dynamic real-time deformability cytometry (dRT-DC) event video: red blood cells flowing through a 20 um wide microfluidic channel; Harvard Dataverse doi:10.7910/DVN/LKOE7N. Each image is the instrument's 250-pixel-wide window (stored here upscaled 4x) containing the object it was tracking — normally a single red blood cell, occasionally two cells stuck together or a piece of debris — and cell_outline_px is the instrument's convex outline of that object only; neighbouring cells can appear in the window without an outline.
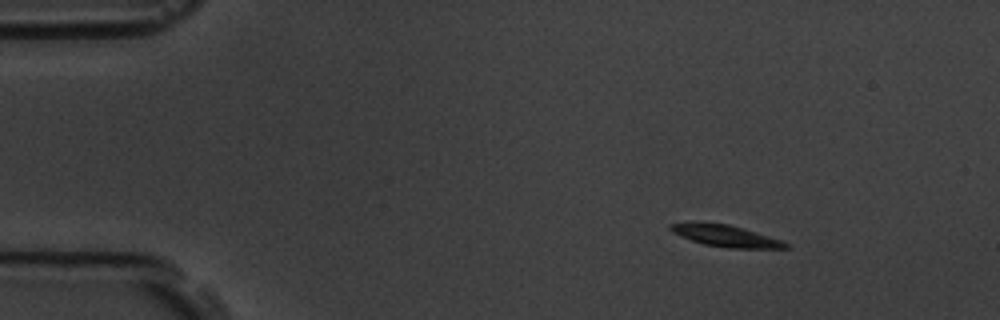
{"species": "common noctule bat (a hibernating species)", "species_latin": "Nyctalus noctula", "temperature_condition": "room temperature", "stored_images_in_passage": 8, "camera_frame_rate_fps": 3000, "um_per_image_px": 0.085, "animal": {"sex": "male", "body_mass_g": 19.5, "forearm_length_mm": 54.6}, "frame": {"image": 1, "passage_image": 2, "time_ms": 1.0, "image_size_px": [1000, 320], "cell_outline_px": [[792, 248], [728, 248], [704, 244], [680, 236], [672, 232], [668, 228], [668, 224], [728, 224], [784, 240]], "centroid_in_image_um": [61.78, 20.08], "position_along_channel_um": 23.2, "area_um2": 14.05}}
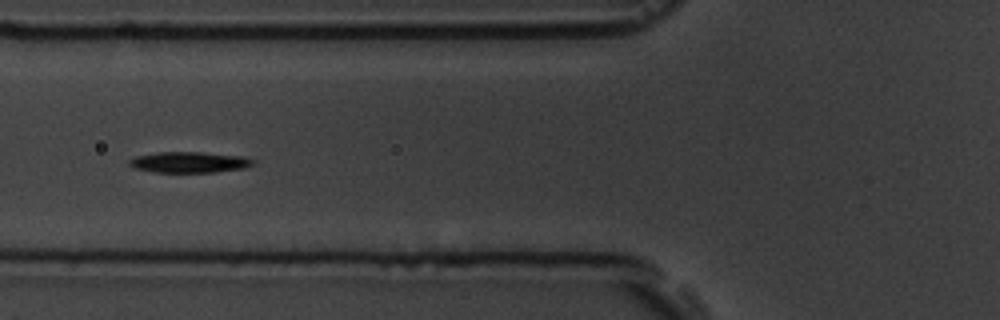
{"frame": {"image": 2, "passage_image": 6, "time_ms": 5.667, "image_size_px": [1000, 320], "cell_outline_px": [[256, 164], [244, 168], [212, 172], [152, 172], [132, 168], [128, 164], [128, 160], [136, 156], [156, 152], [200, 152], [244, 156], [256, 160]], "centroid_in_image_um": [16.08, 13.79], "position_along_channel_um": 109.7, "area_um2": 15.26}}
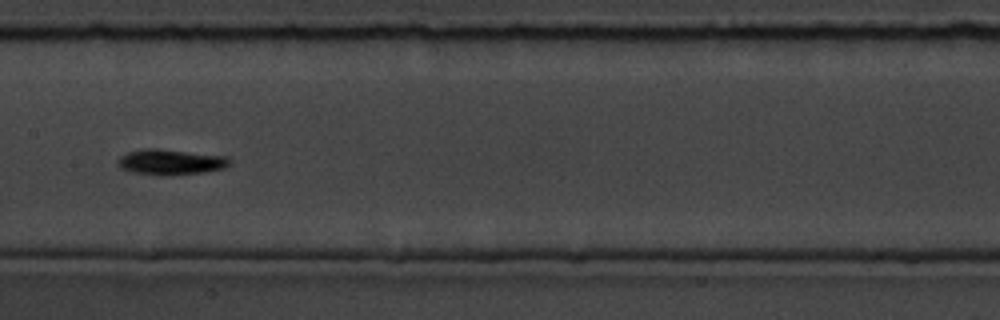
{"frame": {"image": 3, "passage_image": 8, "time_ms": 8.0, "image_size_px": [1000, 320], "cell_outline_px": [[232, 164], [224, 168], [204, 172], [160, 176], [132, 172], [120, 168], [116, 164], [116, 160], [120, 156], [128, 152], [140, 148], [156, 148], [228, 156], [232, 160]], "centroid_in_image_um": [14.49, 13.76], "position_along_channel_um": 192.9, "area_um2": 16.99}}